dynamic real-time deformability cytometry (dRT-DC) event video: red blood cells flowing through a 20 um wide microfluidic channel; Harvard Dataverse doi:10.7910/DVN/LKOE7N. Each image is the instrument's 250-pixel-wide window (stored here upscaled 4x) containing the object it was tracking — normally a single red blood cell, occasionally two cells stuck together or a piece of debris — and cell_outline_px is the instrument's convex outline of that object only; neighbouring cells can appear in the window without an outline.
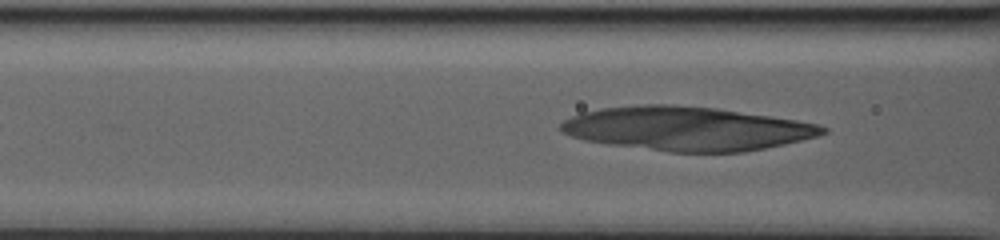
{"species": "human", "species_latin": "Homo sapiens", "temperature_condition": "warm", "stored_images_in_passage": 48, "camera_frame_rate_fps": 3000, "um_per_image_px": 0.085, "donor": {"sex": "male"}, "frame": {"image": 1, "passage_image": 10, "time_ms": 3.0, "image_size_px": [1000, 240], "cell_outline_px": [[828, 132], [816, 136], [784, 144], [744, 152], [668, 152], [608, 144], [584, 140], [560, 132], [560, 124], [564, 120], [580, 112], [600, 108], [644, 104], [672, 104], [716, 108], [796, 120], [820, 124], [828, 128]], "centroid_in_image_um": [58.34, 10.93], "position_along_channel_um": 108.3, "area_um2": 66.99}}
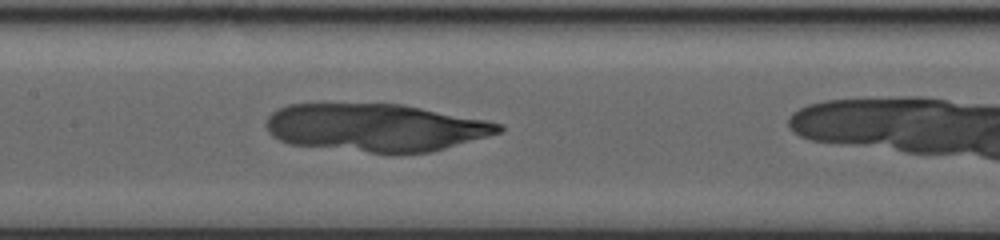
{"frame": {"image": 2, "passage_image": 19, "time_ms": 6.0, "image_size_px": [1000, 240], "cell_outline_px": [[504, 128], [500, 132], [432, 152], [368, 152], [288, 144], [272, 136], [268, 132], [264, 124], [268, 116], [276, 108], [288, 104], [400, 104], [484, 120], [504, 124]], "centroid_in_image_um": [31.85, 10.84], "position_along_channel_um": 175.6, "area_um2": 64.22}}
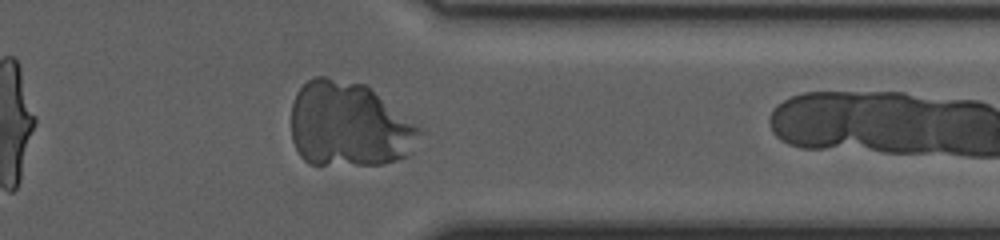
{"frame": {"image": 3, "passage_image": 47, "time_ms": 15.333, "image_size_px": [1000, 240], "cell_outline_px": [[424, 132], [412, 152], [408, 156], [384, 164], [308, 164], [300, 156], [292, 140], [292, 104], [296, 92], [312, 76], [324, 76], [368, 84], [420, 128]], "centroid_in_image_um": [29.68, 10.58], "position_along_channel_um": 381.7, "area_um2": 64.22}}